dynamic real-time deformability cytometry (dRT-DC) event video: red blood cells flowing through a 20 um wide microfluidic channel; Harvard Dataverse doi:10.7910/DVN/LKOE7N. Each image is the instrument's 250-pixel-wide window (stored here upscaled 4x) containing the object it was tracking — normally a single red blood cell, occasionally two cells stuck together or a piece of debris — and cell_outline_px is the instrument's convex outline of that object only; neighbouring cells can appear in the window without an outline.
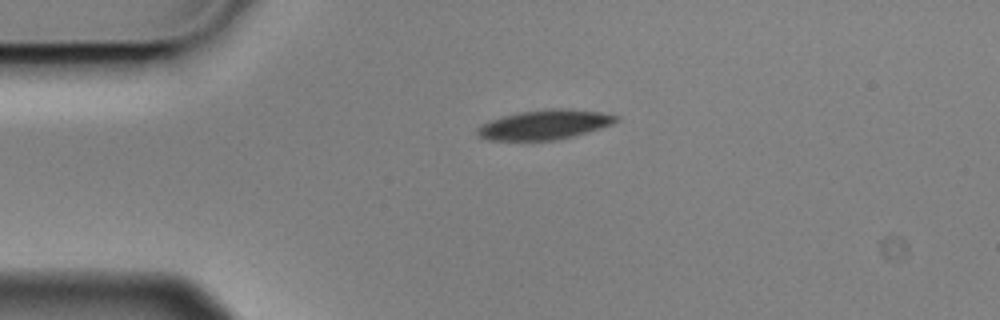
{"species": "Egyptian fruit bat (a non-hibernating species)", "species_latin": "Rousettus aegyptiacus", "temperature_condition": "cold", "stored_images_in_passage": 1, "camera_frame_rate_fps": 3000, "um_per_image_px": 0.085, "animal": {"sex": "male"}, "frame": {"image": 1, "passage_image": 1, "time_ms": 0.0, "image_size_px": [1000, 320], "cell_outline_px": [[620, 120], [612, 124], [600, 128], [572, 136], [556, 140], [488, 140], [480, 136], [476, 132], [476, 128], [480, 124], [488, 120], [520, 112], [552, 108], [568, 108], [600, 112], [620, 116]], "centroid_in_image_um": [46.29, 10.59], "position_along_channel_um": 38.7, "area_um2": 23.93}}